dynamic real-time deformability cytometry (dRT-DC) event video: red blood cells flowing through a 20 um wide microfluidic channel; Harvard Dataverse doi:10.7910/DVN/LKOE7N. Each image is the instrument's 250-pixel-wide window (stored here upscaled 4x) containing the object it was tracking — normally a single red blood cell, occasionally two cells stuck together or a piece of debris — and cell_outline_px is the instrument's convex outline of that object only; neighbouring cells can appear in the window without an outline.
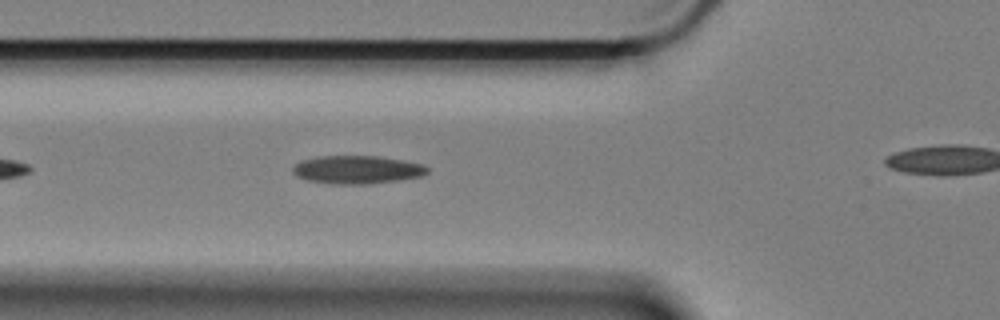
{"species": "Egyptian fruit bat (a non-hibernating species)", "species_latin": "Rousettus aegyptiacus", "temperature_condition": "cold", "stored_images_in_passage": 26, "camera_frame_rate_fps": 3000, "um_per_image_px": 0.085, "animal": {"sex": "female"}, "frame": {"image": 1, "passage_image": 8, "time_ms": 2.333, "image_size_px": [1000, 320], "cell_outline_px": [[428, 172], [424, 176], [400, 180], [368, 184], [332, 184], [308, 180], [296, 176], [292, 172], [292, 168], [296, 164], [304, 160], [316, 156], [376, 156], [424, 164], [428, 168]], "centroid_in_image_um": [30.37, 14.43], "position_along_channel_um": 95.4, "area_um2": 22.08}}
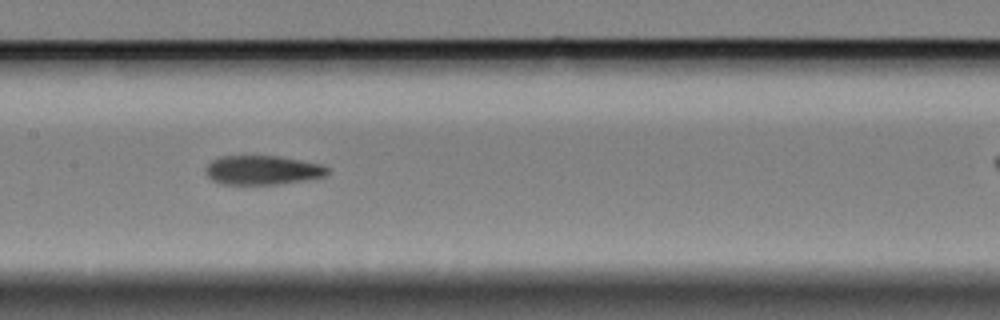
{"frame": {"image": 2, "passage_image": 16, "time_ms": 5.0, "image_size_px": [1000, 320], "cell_outline_px": [[328, 172], [324, 176], [304, 180], [276, 184], [220, 184], [212, 180], [208, 176], [208, 164], [212, 160], [220, 156], [276, 156], [324, 164], [328, 168]], "centroid_in_image_um": [22.33, 14.45], "position_along_channel_um": 185.1, "area_um2": 20.46}}
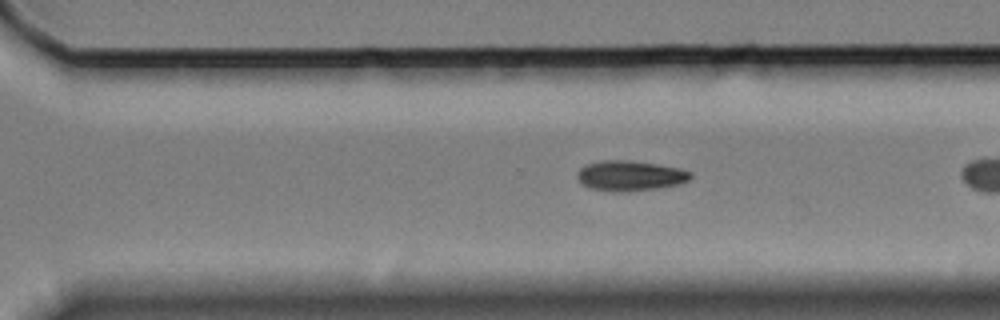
{"frame": {"image": 3, "passage_image": 25, "time_ms": 8.0, "image_size_px": [1000, 320], "cell_outline_px": [[692, 176], [688, 180], [680, 184], [660, 188], [624, 192], [620, 192], [588, 188], [576, 176], [580, 168], [584, 164], [600, 160], [628, 160], [656, 164], [680, 168], [692, 172]], "centroid_in_image_um": [53.56, 14.93], "position_along_channel_um": 317.0, "area_um2": 20.06}}